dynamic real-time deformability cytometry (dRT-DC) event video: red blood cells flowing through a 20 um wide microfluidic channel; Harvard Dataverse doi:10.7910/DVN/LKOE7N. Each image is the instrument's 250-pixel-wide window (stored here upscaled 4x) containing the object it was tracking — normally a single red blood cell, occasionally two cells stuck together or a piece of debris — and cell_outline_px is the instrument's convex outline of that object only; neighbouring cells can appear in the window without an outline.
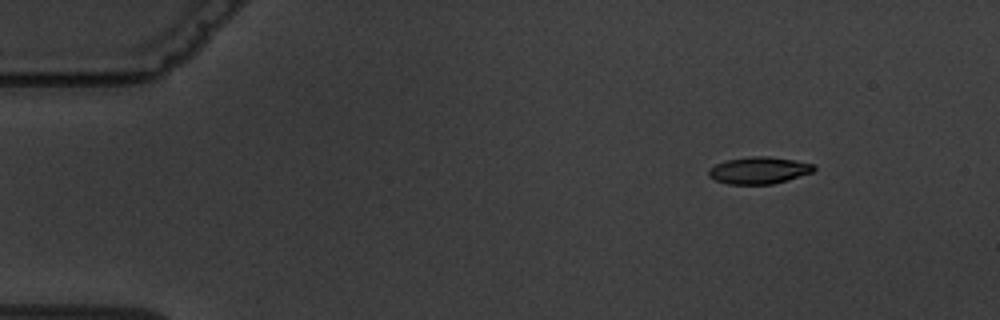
{"species": "common noctule bat (a hibernating species)", "species_latin": "Nyctalus noctula", "temperature_condition": "warm", "stored_images_in_passage": 4, "camera_frame_rate_fps": 3000, "um_per_image_px": 0.085, "animal": {"sex": "male", "body_mass_g": 19.5, "forearm_length_mm": 54.6}, "frame": {"image": 1, "passage_image": 1, "time_ms": 0.0, "image_size_px": [1000, 320], "cell_outline_px": [[816, 168], [812, 172], [788, 180], [772, 184], [728, 184], [716, 180], [708, 176], [708, 168], [716, 164], [728, 160], [752, 156], [768, 156], [796, 160], [812, 164]], "centroid_in_image_um": [64.5, 14.48], "position_along_channel_um": 20.5, "area_um2": 16.47}}
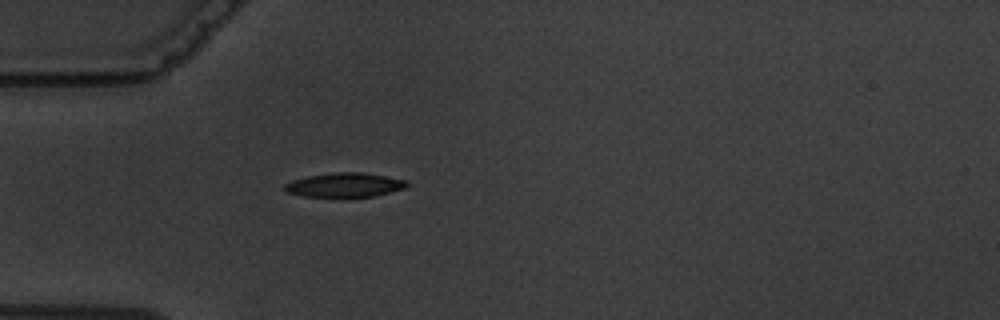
{"frame": {"image": 2, "passage_image": 4, "time_ms": 3.333, "image_size_px": [1000, 320], "cell_outline_px": [[408, 184], [404, 188], [376, 196], [344, 200], [304, 196], [288, 192], [284, 188], [284, 184], [292, 180], [308, 176], [336, 172], [364, 172], [408, 180]], "centroid_in_image_um": [29.31, 15.77], "position_along_channel_um": 55.7, "area_um2": 18.09}}